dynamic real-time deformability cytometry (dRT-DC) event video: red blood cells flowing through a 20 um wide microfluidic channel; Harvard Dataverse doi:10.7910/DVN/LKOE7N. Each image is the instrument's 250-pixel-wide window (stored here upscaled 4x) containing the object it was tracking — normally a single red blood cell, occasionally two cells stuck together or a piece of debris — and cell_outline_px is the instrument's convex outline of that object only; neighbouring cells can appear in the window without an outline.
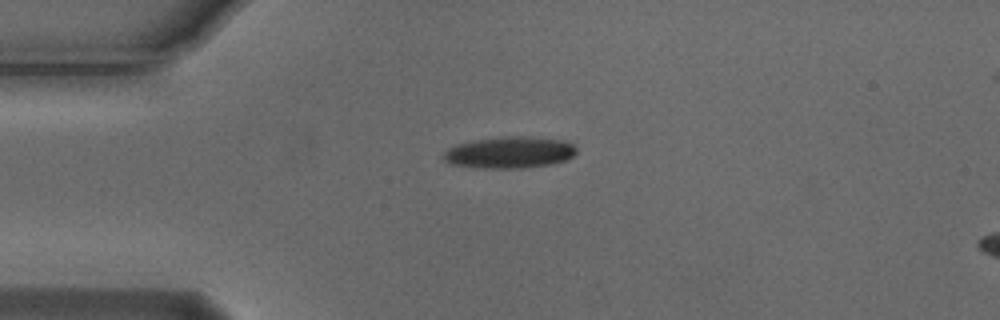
{"species": "Egyptian fruit bat (a non-hibernating species)", "species_latin": "Rousettus aegyptiacus", "temperature_condition": "cold", "stored_images_in_passage": 3, "segment_of_instrument_passage": [1, 2], "camera_frame_rate_fps": 3000, "um_per_image_px": 0.085, "animal": {"sex": "male"}, "frame": {"image": 1, "passage_image": 1, "time_ms": 0.0, "image_size_px": [1000, 320], "cell_outline_px": [[576, 152], [568, 160], [552, 164], [524, 168], [480, 168], [452, 164], [444, 160], [444, 152], [448, 148], [456, 144], [472, 140], [504, 136], [524, 136], [564, 140], [572, 144], [576, 148]], "centroid_in_image_um": [43.32, 12.95], "position_along_channel_um": 41.7, "area_um2": 24.62}}